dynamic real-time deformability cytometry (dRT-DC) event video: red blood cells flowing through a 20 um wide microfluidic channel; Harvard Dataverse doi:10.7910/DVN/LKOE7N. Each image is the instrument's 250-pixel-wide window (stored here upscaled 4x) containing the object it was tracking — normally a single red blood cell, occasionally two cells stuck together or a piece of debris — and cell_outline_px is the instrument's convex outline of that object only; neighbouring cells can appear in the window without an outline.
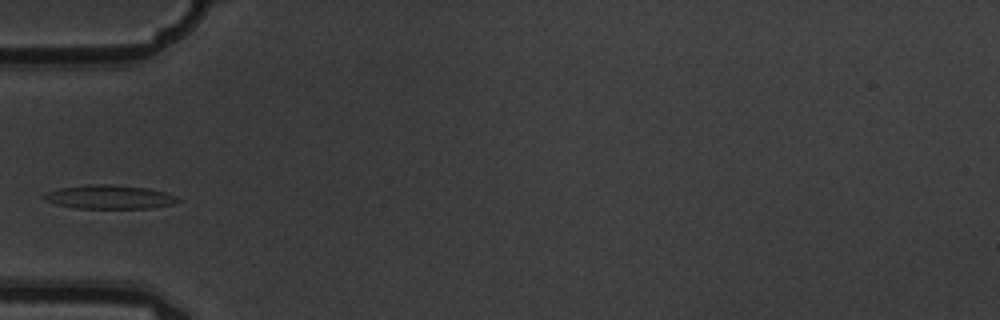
{"species": "common noctule bat (a hibernating species)", "species_latin": "Nyctalus noctula", "temperature_condition": "warm", "stored_images_in_passage": 7, "camera_frame_rate_fps": 3000, "um_per_image_px": 0.085, "animal": {"sex": "male", "body_mass_g": 19.5, "forearm_length_mm": 54.6}, "frame": {"image": 1, "passage_image": 6, "time_ms": 1.667, "image_size_px": [1000, 320], "cell_outline_px": [[184, 200], [172, 204], [152, 208], [76, 208], [56, 204], [44, 200], [44, 196], [48, 192], [60, 188], [88, 184], [112, 184], [148, 188], [164, 192], [176, 196]], "centroid_in_image_um": [9.35, 16.74], "position_along_channel_um": 75.7, "area_um2": 18.55}}
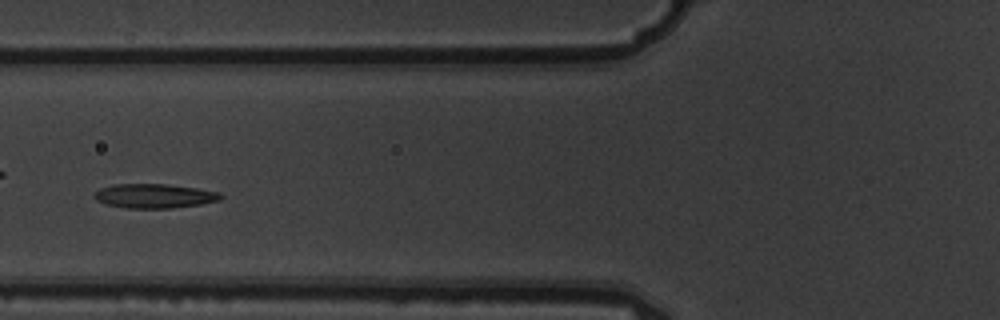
{"frame": {"image": 2, "passage_image": 7, "time_ms": 2.0, "image_size_px": [1000, 320], "cell_outline_px": [[224, 196], [220, 200], [200, 204], [172, 208], [124, 208], [108, 204], [96, 200], [92, 196], [100, 188], [112, 184], [168, 184], [196, 188], [220, 192]], "centroid_in_image_um": [13.12, 16.65], "position_along_channel_um": 112.7, "area_um2": 17.92}}